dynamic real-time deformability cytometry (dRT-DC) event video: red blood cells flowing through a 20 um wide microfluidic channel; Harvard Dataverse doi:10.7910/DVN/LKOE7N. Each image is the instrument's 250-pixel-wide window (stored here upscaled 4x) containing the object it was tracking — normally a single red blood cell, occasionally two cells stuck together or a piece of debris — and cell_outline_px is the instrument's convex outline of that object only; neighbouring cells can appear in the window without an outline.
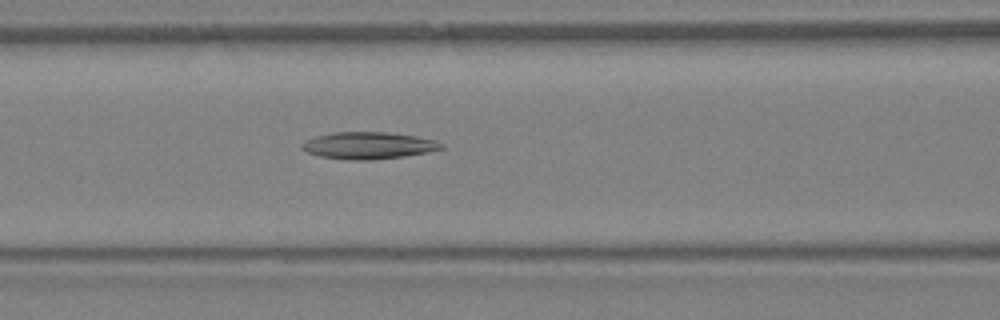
{"species": "Egyptian fruit bat (a non-hibernating species)", "species_latin": "Rousettus aegyptiacus", "temperature_condition": "warm", "stored_images_in_passage": 40, "camera_frame_rate_fps": 3000, "um_per_image_px": 0.085, "animal": {"sex": "female"}, "frame": {"image": 1, "passage_image": 17, "time_ms": 5.333, "image_size_px": [1000, 320], "cell_outline_px": [[444, 148], [428, 152], [404, 156], [372, 160], [344, 160], [320, 156], [308, 152], [300, 148], [300, 144], [316, 136], [332, 132], [388, 132], [416, 136], [436, 140], [444, 144]], "centroid_in_image_um": [31.33, 12.37], "position_along_channel_um": 135.3, "area_um2": 22.02}}
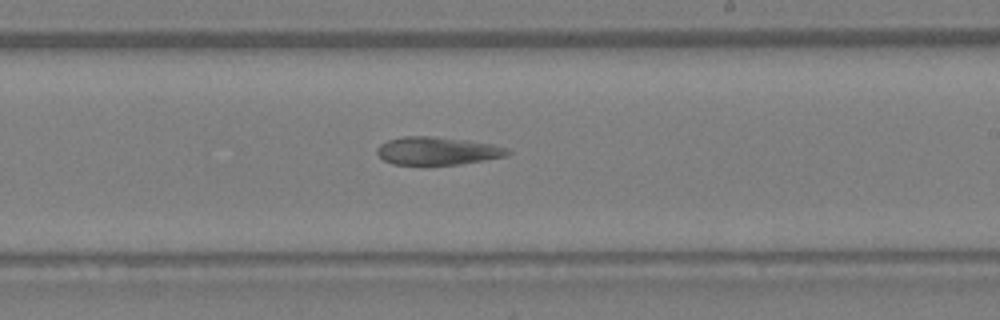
{"frame": {"image": 2, "passage_image": 24, "time_ms": 7.667, "image_size_px": [1000, 320], "cell_outline_px": [[512, 152], [504, 156], [484, 160], [460, 164], [424, 168], [392, 164], [384, 160], [376, 152], [376, 148], [380, 144], [388, 140], [404, 136], [432, 136], [468, 140], [492, 144], [508, 148]], "centroid_in_image_um": [37.13, 12.87], "position_along_channel_um": 251.9, "area_um2": 22.14}}
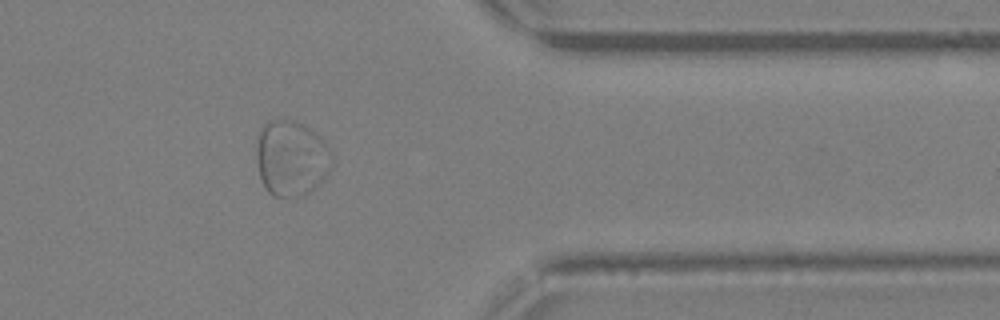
{"frame": {"image": 3, "passage_image": 33, "time_ms": 10.667, "image_size_px": [1000, 320], "cell_outline_px": [[332, 164], [328, 172], [304, 196], [296, 200], [288, 200], [272, 196], [264, 188], [260, 176], [256, 160], [256, 148], [260, 128], [268, 120], [296, 120], [308, 128], [324, 140], [328, 144], [332, 152]], "centroid_in_image_um": [24.73, 13.49], "position_along_channel_um": 386.7, "area_um2": 33.81}}